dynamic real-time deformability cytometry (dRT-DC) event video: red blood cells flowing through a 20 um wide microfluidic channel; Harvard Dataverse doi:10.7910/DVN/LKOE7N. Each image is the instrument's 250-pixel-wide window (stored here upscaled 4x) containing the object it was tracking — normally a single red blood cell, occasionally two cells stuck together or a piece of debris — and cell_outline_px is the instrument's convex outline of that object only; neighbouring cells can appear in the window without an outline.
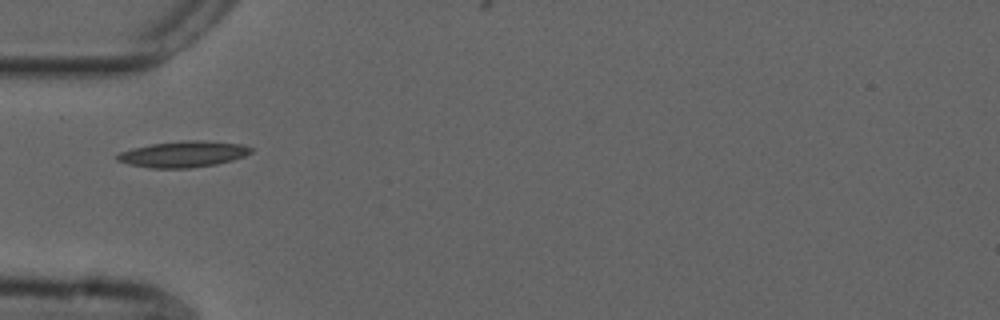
{"species": "common noctule bat (a hibernating species)", "species_latin": "Nyctalus noctula", "temperature_condition": "cold", "stored_images_in_passage": 33, "camera_frame_rate_fps": 3000, "um_per_image_px": 0.085, "animal": {"sex": "male", "forearm_length_mm": 52.5}, "frame": {"image": 1, "passage_image": 1, "time_ms": 0.0, "image_size_px": [1000, 320], "cell_outline_px": [[252, 152], [244, 156], [232, 160], [216, 164], [192, 168], [152, 168], [128, 164], [116, 160], [116, 156], [120, 152], [132, 148], [152, 144], [180, 140], [196, 140], [244, 144], [252, 148]], "centroid_in_image_um": [15.58, 13.1], "position_along_channel_um": 69.4, "area_um2": 20.35}}
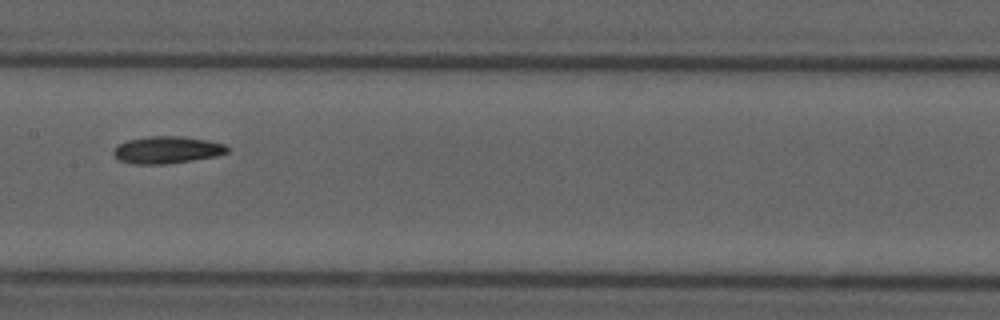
{"frame": {"image": 2, "passage_image": 11, "time_ms": 3.333, "image_size_px": [1000, 320], "cell_outline_px": [[232, 148], [228, 152], [216, 156], [192, 160], [164, 164], [132, 164], [120, 160], [112, 152], [120, 144], [128, 140], [148, 136], [180, 136], [204, 140], [224, 144]], "centroid_in_image_um": [14.22, 12.74], "position_along_channel_um": 193.2, "area_um2": 17.8}}
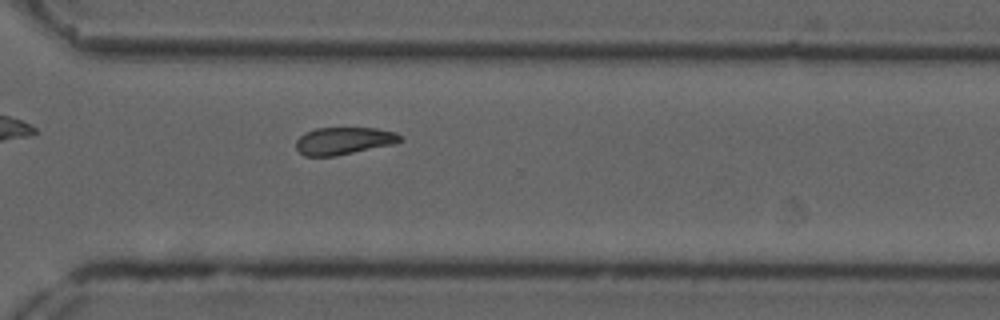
{"frame": {"image": 3, "passage_image": 23, "time_ms": 7.333, "image_size_px": [1000, 320], "cell_outline_px": [[404, 140], [392, 144], [336, 156], [304, 156], [296, 148], [296, 140], [304, 132], [316, 128], [376, 128], [396, 132], [404, 136]], "centroid_in_image_um": [29.23, 11.96], "position_along_channel_um": 341.4, "area_um2": 16.7}, "authors_computed_cell_mechanics": {"area_um2": 17.2244, "velocity_mm_per_s": 3.7158, "shape_relaxation_time_tau1_ms": null, "shape_relaxation_time_tau2_ms": 9.8204, "deformation_change_tau1": null, "deformation_change_tau2": 0.1512}}